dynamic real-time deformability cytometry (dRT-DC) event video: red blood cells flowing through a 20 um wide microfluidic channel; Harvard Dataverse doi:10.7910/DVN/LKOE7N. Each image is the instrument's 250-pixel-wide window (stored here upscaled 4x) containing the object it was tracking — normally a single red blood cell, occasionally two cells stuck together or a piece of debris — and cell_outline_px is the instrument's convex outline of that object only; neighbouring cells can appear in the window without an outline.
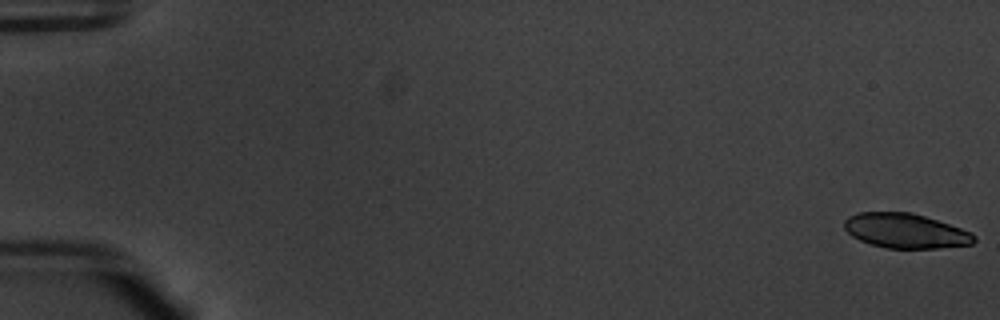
{"species": "common noctule bat (a hibernating species)", "species_latin": "Nyctalus noctula", "temperature_condition": "warm", "stored_images_in_passage": 22, "camera_frame_rate_fps": 3000, "um_per_image_px": 0.085, "animal": {"sex": "male", "body_mass_g": 20.1, "forearm_length_mm": 53.5}, "frame": {"image": 1, "passage_image": 1, "time_ms": 0.0, "image_size_px": [1000, 320], "cell_outline_px": [[976, 240], [972, 244], [936, 248], [888, 248], [872, 244], [860, 240], [852, 236], [844, 228], [844, 220], [848, 216], [856, 212], [912, 212], [972, 232], [976, 236]], "centroid_in_image_um": [76.95, 19.61], "position_along_channel_um": 8.0, "area_um2": 26.13}}
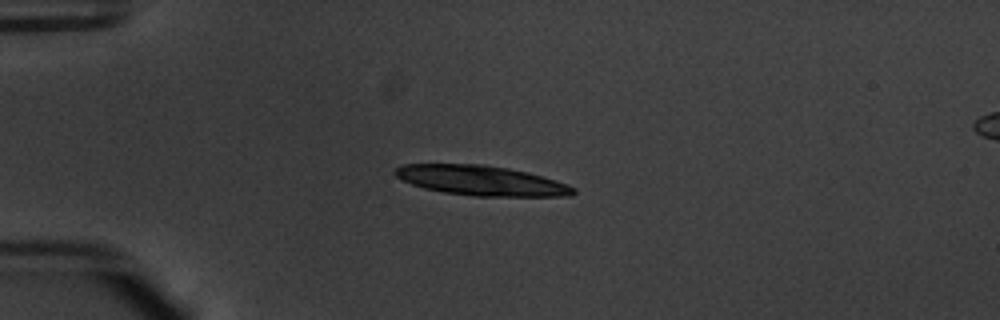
{"frame": {"image": 2, "passage_image": 15, "time_ms": 4.667, "image_size_px": [1000, 320], "cell_outline_px": [[576, 192], [572, 196], [476, 196], [444, 192], [424, 188], [400, 180], [392, 172], [396, 168], [404, 164], [484, 164], [508, 168], [528, 172], [544, 176], [568, 184], [576, 188]], "centroid_in_image_um": [40.93, 15.34], "position_along_channel_um": 44.1, "area_um2": 31.21}}